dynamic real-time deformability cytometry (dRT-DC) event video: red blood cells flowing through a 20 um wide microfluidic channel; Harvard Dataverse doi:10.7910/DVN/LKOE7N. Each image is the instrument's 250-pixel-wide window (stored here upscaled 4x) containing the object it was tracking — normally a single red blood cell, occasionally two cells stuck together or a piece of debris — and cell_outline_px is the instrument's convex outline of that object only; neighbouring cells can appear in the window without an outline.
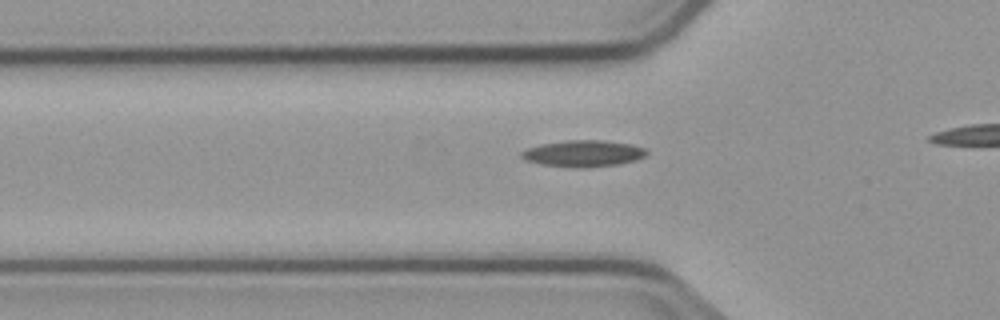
{"species": "common noctule bat (a hibernating species)", "species_latin": "Nyctalus noctula", "temperature_condition": "cold", "stored_images_in_passage": 6, "camera_frame_rate_fps": 3000, "um_per_image_px": 0.085, "animal": {"sex": "male", "body_mass_g": 23.1, "forearm_length_mm": 52.7}, "frame": {"image": 1, "passage_image": 4, "time_ms": 5.333, "image_size_px": [1000, 320], "cell_outline_px": [[648, 152], [644, 156], [636, 160], [620, 164], [588, 168], [580, 168], [540, 164], [524, 160], [520, 156], [520, 152], [528, 148], [540, 144], [568, 140], [604, 140], [632, 144], [644, 148]], "centroid_in_image_um": [49.57, 13.05], "position_along_channel_um": 76.2, "area_um2": 19.48}}